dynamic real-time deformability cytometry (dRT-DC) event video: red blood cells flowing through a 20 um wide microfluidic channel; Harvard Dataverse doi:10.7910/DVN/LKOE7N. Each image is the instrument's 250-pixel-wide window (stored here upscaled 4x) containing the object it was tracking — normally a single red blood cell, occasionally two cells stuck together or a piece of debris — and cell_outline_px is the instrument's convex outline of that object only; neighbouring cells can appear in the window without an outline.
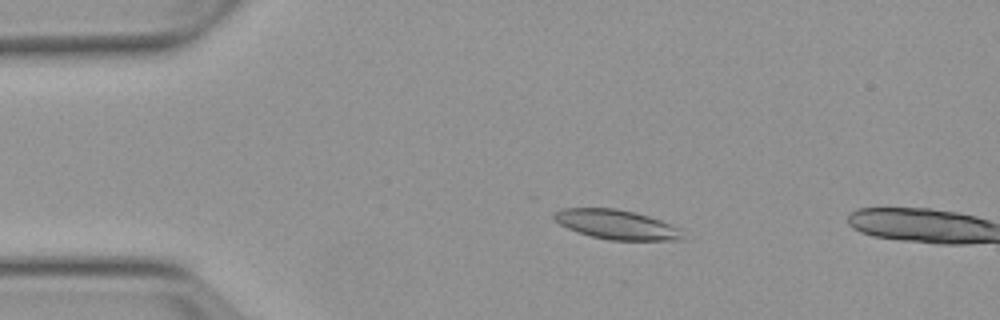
{"species": "Egyptian fruit bat (a non-hibernating species)", "species_latin": "Rousettus aegyptiacus", "temperature_condition": "warm", "stored_images_in_passage": 2, "camera_frame_rate_fps": 3000, "um_per_image_px": 0.085, "animal": {"sex": "female"}, "frame": {"image": 1, "passage_image": 1, "time_ms": 0.0, "image_size_px": [1000, 320], "cell_outline_px": [[688, 240], [608, 240], [576, 232], [560, 224], [552, 216], [552, 212], [564, 208], [616, 208], [636, 212], [660, 220], [680, 228]], "centroid_in_image_um": [52.44, 19.09], "position_along_channel_um": 32.6, "area_um2": 22.31}}